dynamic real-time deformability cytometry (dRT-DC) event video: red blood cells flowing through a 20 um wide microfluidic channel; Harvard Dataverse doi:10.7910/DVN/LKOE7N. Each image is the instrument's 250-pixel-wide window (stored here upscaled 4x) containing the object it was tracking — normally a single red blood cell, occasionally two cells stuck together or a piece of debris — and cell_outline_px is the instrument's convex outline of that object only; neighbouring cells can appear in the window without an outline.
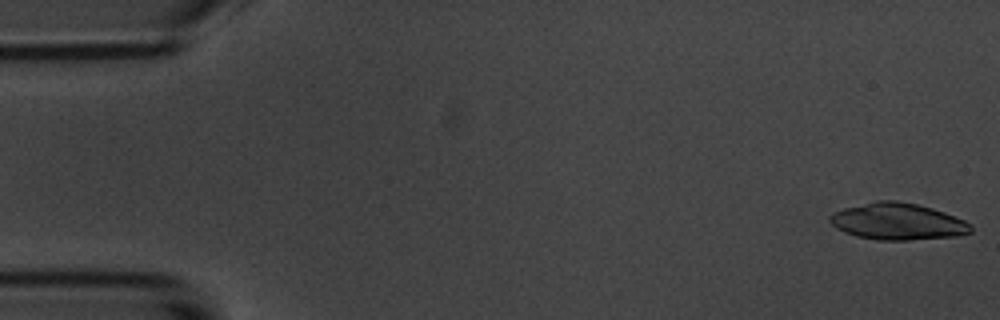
{"species": "common noctule bat (a hibernating species)", "species_latin": "Nyctalus noctula", "temperature_condition": "room temperature", "stored_images_in_passage": 2, "camera_frame_rate_fps": 3000, "um_per_image_px": 0.085, "animal": {"sex": "male", "body_mass_g": 20.1, "forearm_length_mm": 53.5}, "frame": {"image": 1, "passage_image": 1, "time_ms": 0.0, "image_size_px": [1000, 320], "cell_outline_px": [[972, 232], [956, 236], [908, 240], [880, 240], [856, 236], [844, 232], [836, 228], [828, 220], [828, 216], [832, 212], [844, 208], [876, 200], [896, 200], [916, 204], [932, 208], [944, 212], [964, 220], [972, 224]], "centroid_in_image_um": [76.28, 18.82], "position_along_channel_um": 8.7, "area_um2": 30.23}}